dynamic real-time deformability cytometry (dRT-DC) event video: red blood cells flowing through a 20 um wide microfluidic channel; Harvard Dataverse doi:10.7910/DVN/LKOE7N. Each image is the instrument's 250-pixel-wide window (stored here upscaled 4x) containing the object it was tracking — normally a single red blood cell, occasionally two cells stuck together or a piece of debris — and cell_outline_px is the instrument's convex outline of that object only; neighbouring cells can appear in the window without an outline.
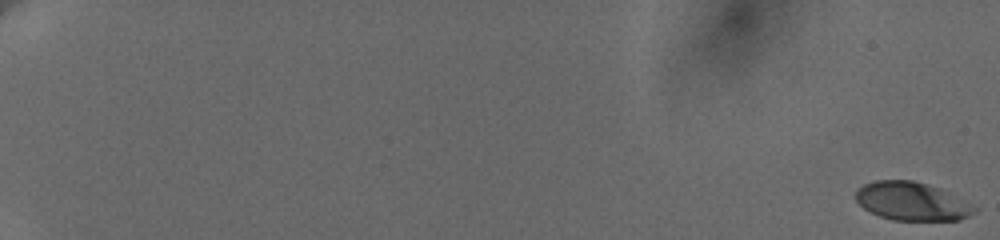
{"species": "human", "species_latin": "Homo sapiens", "temperature_condition": "cold", "stored_images_in_passage": 61, "camera_frame_rate_fps": 3000, "um_per_image_px": 0.085, "donor": {"sex": "female"}, "frame": {"image": 1, "passage_image": 1, "time_ms": 0.0, "image_size_px": [1000, 240], "cell_outline_px": [[980, 208], [976, 212], [960, 220], [892, 220], [880, 216], [864, 208], [856, 200], [856, 188], [864, 184], [876, 180], [912, 180], [928, 184], [940, 188]], "centroid_in_image_um": [77.53, 17.11], "position_along_channel_um": 7.5, "area_um2": 26.59}}
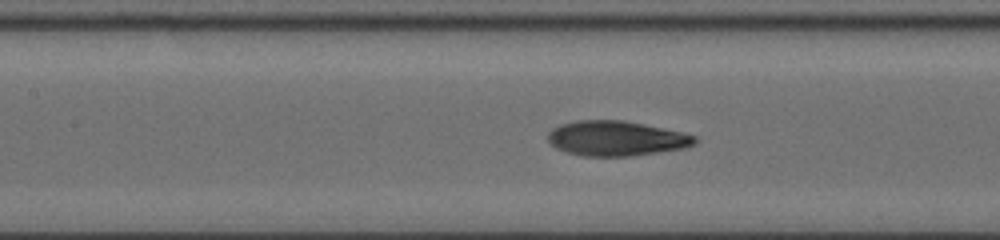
{"frame": {"image": 2, "passage_image": 33, "time_ms": 10.667, "image_size_px": [1000, 240], "cell_outline_px": [[696, 144], [684, 148], [660, 152], [628, 156], [584, 156], [568, 152], [556, 148], [548, 140], [548, 132], [552, 128], [560, 124], [576, 120], [624, 120], [644, 124], [680, 132], [696, 136]], "centroid_in_image_um": [52.36, 11.76], "position_along_channel_um": 155.0, "area_um2": 29.82}}
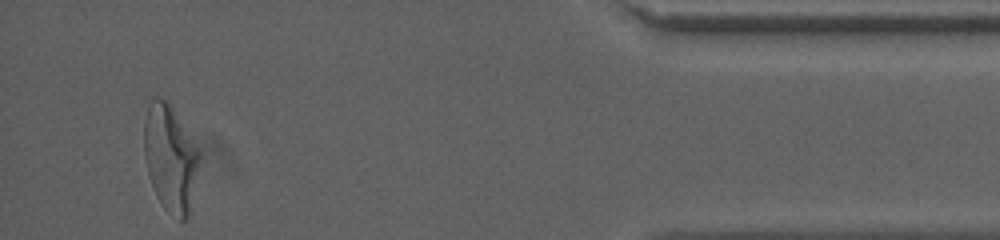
{"frame": {"image": 3, "passage_image": 59, "time_ms": 19.333, "image_size_px": [1000, 240], "cell_outline_px": [[200, 156], [188, 216], [184, 220], [180, 220], [168, 212], [164, 208], [152, 184], [148, 172], [144, 156], [144, 120], [148, 104], [156, 96], [168, 100], [200, 148]], "centroid_in_image_um": [14.48, 13.36], "position_along_channel_um": 420.7, "area_um2": 34.28}, "authors_computed_cell_mechanics": {"area_um2": 29.0734, "velocity_mm_per_s": 3.6301, "shape_relaxation_time_tau1_ms": 4.5641, "shape_relaxation_time_tau2_ms": 1.4287, "deformation_change_tau1": 0.2076, "deformation_change_tau2": 0.0855}}